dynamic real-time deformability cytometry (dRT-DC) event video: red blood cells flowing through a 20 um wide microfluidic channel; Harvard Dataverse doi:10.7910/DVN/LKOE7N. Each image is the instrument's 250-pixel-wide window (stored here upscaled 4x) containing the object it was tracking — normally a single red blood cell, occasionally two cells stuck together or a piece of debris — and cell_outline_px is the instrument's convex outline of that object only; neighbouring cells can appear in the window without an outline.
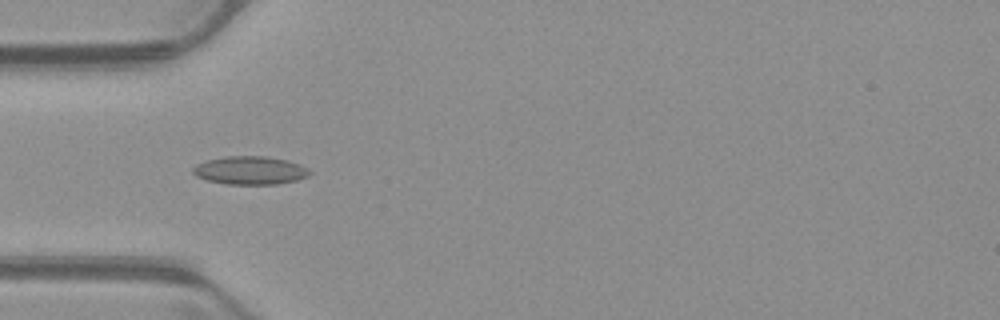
{"species": "common noctule bat (a hibernating species)", "species_latin": "Nyctalus noctula", "temperature_condition": "warm", "stored_images_in_passage": 53, "camera_frame_rate_fps": 3000, "um_per_image_px": 0.085, "animal": {"sex": "male", "body_mass_g": 23.1, "forearm_length_mm": 52.7}, "frame": {"image": 1, "passage_image": 17, "time_ms": 5.333, "image_size_px": [1000, 320], "cell_outline_px": [[300, 176], [292, 180], [264, 184], [240, 184], [212, 180], [200, 176], [196, 172], [196, 168], [212, 160], [280, 160], [292, 164]], "centroid_in_image_um": [21.1, 14.57], "position_along_channel_um": 63.9, "area_um2": 14.85}}
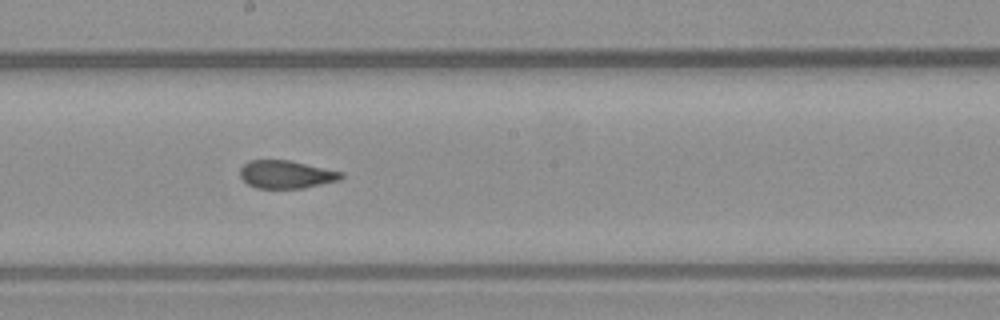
{"frame": {"image": 2, "passage_image": 29, "time_ms": 9.333, "image_size_px": [1000, 320], "cell_outline_px": [[340, 176], [332, 180], [296, 188], [264, 188], [252, 184], [244, 180], [240, 172], [248, 164], [256, 160], [284, 160], [340, 172]], "centroid_in_image_um": [24.24, 14.82], "position_along_channel_um": 224.0, "area_um2": 14.74}}
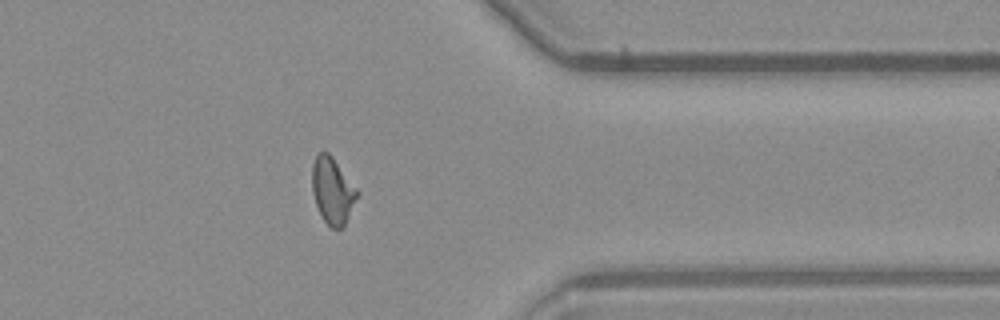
{"frame": {"image": 3, "passage_image": 42, "time_ms": 13.667, "image_size_px": [1000, 320], "cell_outline_px": [[356, 196], [344, 224], [340, 228], [332, 228], [324, 220], [316, 204], [312, 184], [312, 168], [316, 156], [320, 152], [324, 152], [332, 160], [356, 192]], "centroid_in_image_um": [28.19, 16.26], "position_along_channel_um": 383.2, "area_um2": 15.66}, "authors_computed_cell_mechanics": {"area_um2": 14.8546, "velocity_mm_per_s": 3.9983, "shape_relaxation_time_tau1_ms": null, "shape_relaxation_time_tau2_ms": 1.3201, "deformation_change_tau1": null, "deformation_change_tau2": 0.0717}}